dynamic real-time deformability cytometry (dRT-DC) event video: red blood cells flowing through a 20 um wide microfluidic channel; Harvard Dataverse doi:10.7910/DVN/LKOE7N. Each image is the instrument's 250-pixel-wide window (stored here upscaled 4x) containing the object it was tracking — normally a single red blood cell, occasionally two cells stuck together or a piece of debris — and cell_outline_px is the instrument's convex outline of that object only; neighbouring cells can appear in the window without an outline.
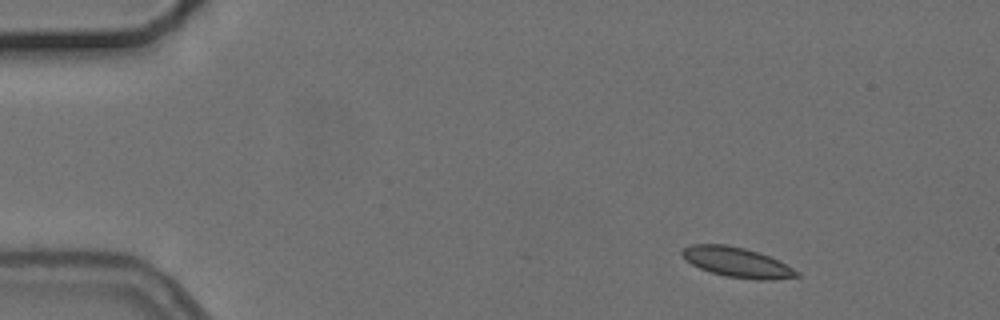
{"species": "common noctule bat (a hibernating species)", "species_latin": "Nyctalus noctula", "temperature_condition": "cold", "stored_images_in_passage": 9, "camera_frame_rate_fps": 3000, "um_per_image_px": 0.085, "animal": {"sex": "female", "body_mass_g": 24.6, "forearm_length_mm": 56.2}, "frame": {"image": 1, "passage_image": 1, "time_ms": 0.0, "image_size_px": [1000, 320], "cell_outline_px": [[800, 276], [772, 280], [760, 280], [724, 276], [700, 268], [692, 264], [680, 252], [684, 248], [692, 244], [724, 244], [744, 248], [760, 252], [800, 272]], "centroid_in_image_um": [62.66, 22.29], "position_along_channel_um": 22.3, "area_um2": 19.71}}
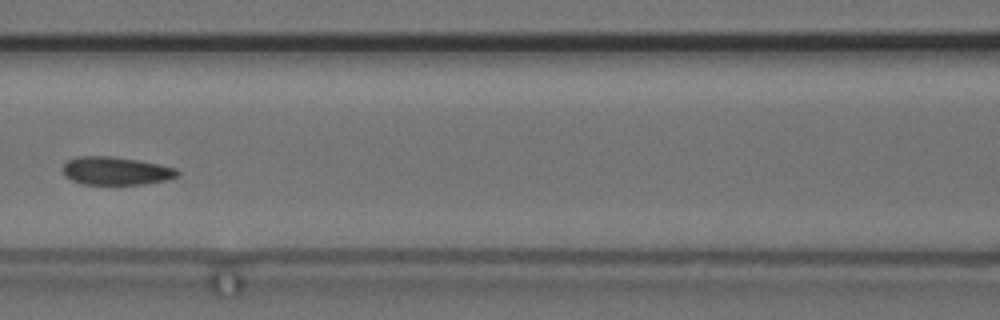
{"frame": {"image": 2, "passage_image": 6, "time_ms": 6.0, "image_size_px": [1000, 320], "cell_outline_px": [[180, 172], [176, 176], [168, 180], [144, 184], [80, 184], [64, 176], [64, 164], [68, 160], [76, 156], [112, 156], [160, 164], [176, 168]], "centroid_in_image_um": [9.85, 14.52], "position_along_channel_um": 156.7, "area_um2": 18.79}}
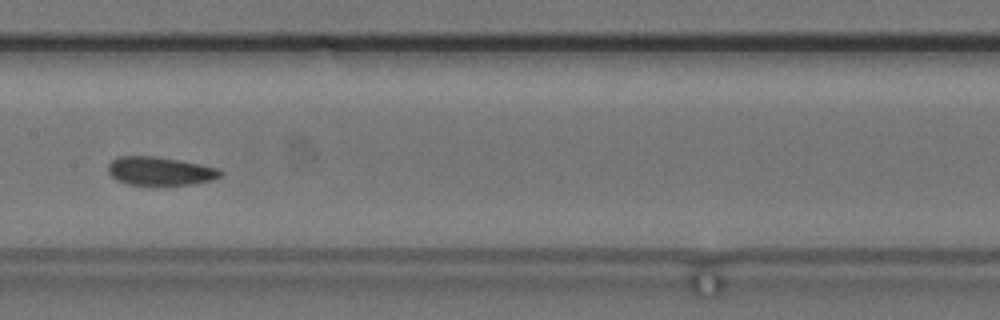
{"frame": {"image": 3, "passage_image": 7, "time_ms": 7.0, "image_size_px": [1000, 320], "cell_outline_px": [[224, 172], [220, 176], [212, 180], [188, 184], [128, 184], [116, 180], [108, 172], [108, 164], [112, 160], [120, 156], [156, 156], [180, 160], [220, 168]], "centroid_in_image_um": [13.61, 14.52], "position_along_channel_um": 193.8, "area_um2": 18.5}}